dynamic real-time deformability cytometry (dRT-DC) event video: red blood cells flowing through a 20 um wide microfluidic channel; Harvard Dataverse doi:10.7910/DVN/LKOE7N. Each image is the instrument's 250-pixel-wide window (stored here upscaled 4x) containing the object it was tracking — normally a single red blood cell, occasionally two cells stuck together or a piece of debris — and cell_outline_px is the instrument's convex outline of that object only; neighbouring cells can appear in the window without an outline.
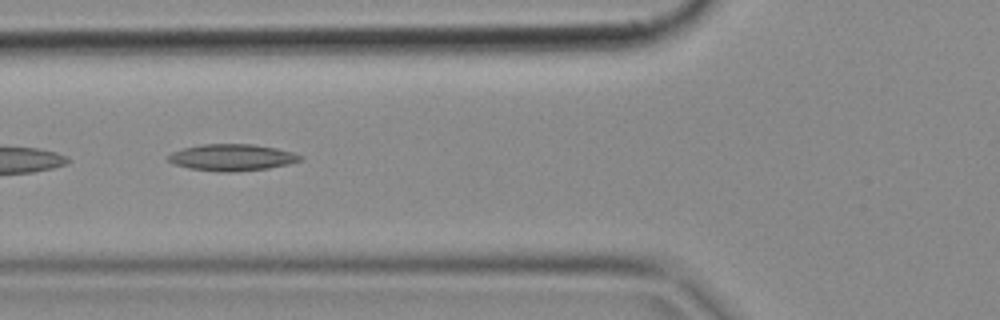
{"species": "common noctule bat (a hibernating species)", "species_latin": "Nyctalus noctula", "temperature_condition": "cold", "stored_images_in_passage": 7, "camera_frame_rate_fps": 3000, "um_per_image_px": 0.085, "animal": {"sex": "female", "body_mass_g": 18.4}, "frame": {"image": 1, "passage_image": 6, "time_ms": 1.667, "image_size_px": [1000, 320], "cell_outline_px": [[304, 156], [300, 160], [288, 164], [268, 168], [232, 172], [220, 172], [188, 168], [172, 164], [168, 160], [168, 156], [172, 152], [184, 148], [200, 144], [252, 144], [276, 148], [292, 152]], "centroid_in_image_um": [19.69, 13.38], "position_along_channel_um": 106.1, "area_um2": 20.46}}
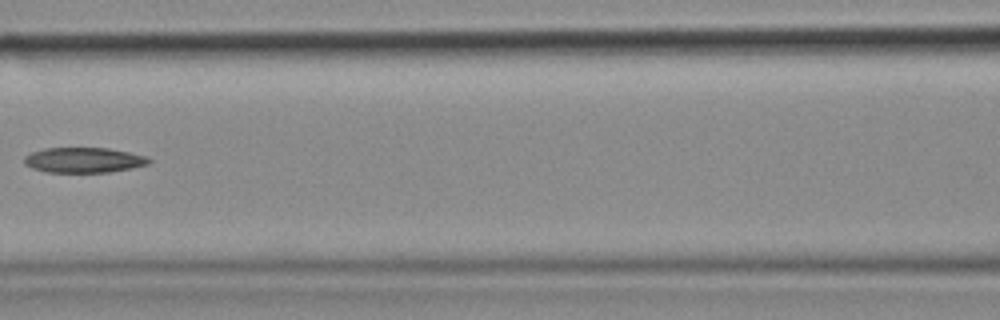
{"frame": {"image": 2, "passage_image": 7, "time_ms": 2.0, "image_size_px": [1000, 320], "cell_outline_px": [[152, 160], [148, 164], [132, 168], [108, 172], [48, 172], [32, 168], [24, 164], [24, 156], [32, 152], [44, 148], [108, 148], [148, 156]], "centroid_in_image_um": [7.13, 13.6], "position_along_channel_um": 159.5, "area_um2": 18.32}}